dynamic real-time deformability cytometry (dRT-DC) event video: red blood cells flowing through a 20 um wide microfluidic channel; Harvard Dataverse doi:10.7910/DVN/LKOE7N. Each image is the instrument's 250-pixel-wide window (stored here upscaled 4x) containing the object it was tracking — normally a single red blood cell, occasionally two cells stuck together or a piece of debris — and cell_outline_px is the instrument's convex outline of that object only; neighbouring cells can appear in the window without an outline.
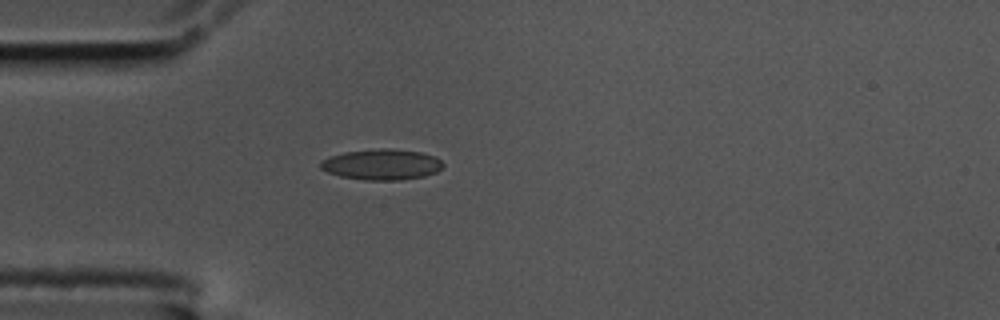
{"species": "common noctule bat (a hibernating species)", "species_latin": "Nyctalus noctula", "temperature_condition": "cold", "stored_images_in_passage": 16, "camera_frame_rate_fps": 3000, "um_per_image_px": 0.085, "animal": {"sex": "male", "body_mass_g": 17.5, "forearm_length_mm": 52.3}, "frame": {"image": 1, "passage_image": 1, "time_ms": 0.0, "image_size_px": [1000, 320], "cell_outline_px": [[444, 164], [436, 172], [424, 176], [400, 180], [364, 180], [340, 176], [328, 172], [320, 168], [320, 160], [344, 152], [380, 148], [388, 148], [420, 152], [436, 156]], "centroid_in_image_um": [32.44, 13.98], "position_along_channel_um": 52.6, "area_um2": 21.91}}
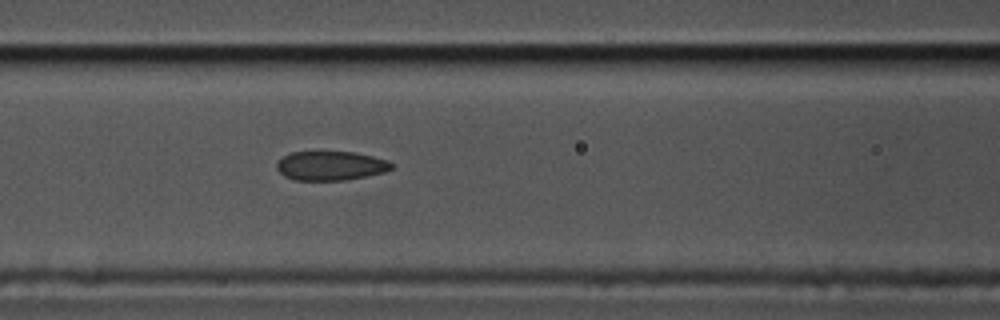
{"frame": {"image": 2, "passage_image": 9, "time_ms": 2.667, "image_size_px": [1000, 320], "cell_outline_px": [[392, 168], [384, 172], [344, 180], [296, 180], [284, 176], [276, 168], [276, 164], [284, 156], [292, 152], [316, 148], [356, 152], [388, 160], [392, 164]], "centroid_in_image_um": [28.06, 14.03], "position_along_channel_um": 138.5, "area_um2": 20.23}}
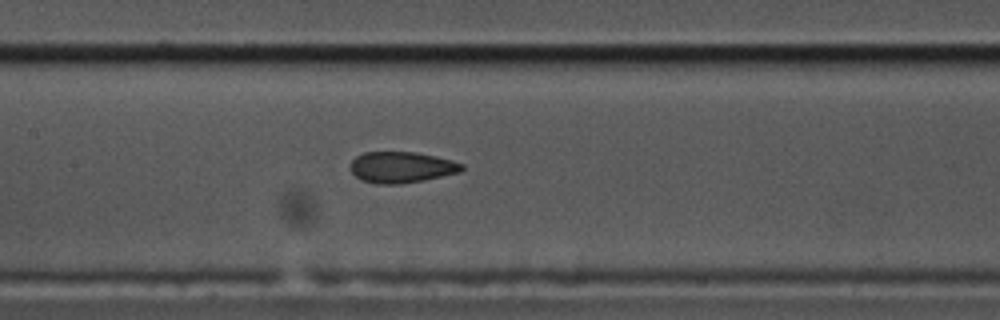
{"frame": {"image": 3, "passage_image": 12, "time_ms": 3.667, "image_size_px": [1000, 320], "cell_outline_px": [[464, 168], [460, 172], [424, 180], [400, 184], [376, 184], [360, 180], [348, 168], [352, 160], [356, 156], [364, 152], [412, 152], [452, 160], [464, 164]], "centroid_in_image_um": [34.09, 14.22], "position_along_channel_um": 173.3, "area_um2": 20.23}}